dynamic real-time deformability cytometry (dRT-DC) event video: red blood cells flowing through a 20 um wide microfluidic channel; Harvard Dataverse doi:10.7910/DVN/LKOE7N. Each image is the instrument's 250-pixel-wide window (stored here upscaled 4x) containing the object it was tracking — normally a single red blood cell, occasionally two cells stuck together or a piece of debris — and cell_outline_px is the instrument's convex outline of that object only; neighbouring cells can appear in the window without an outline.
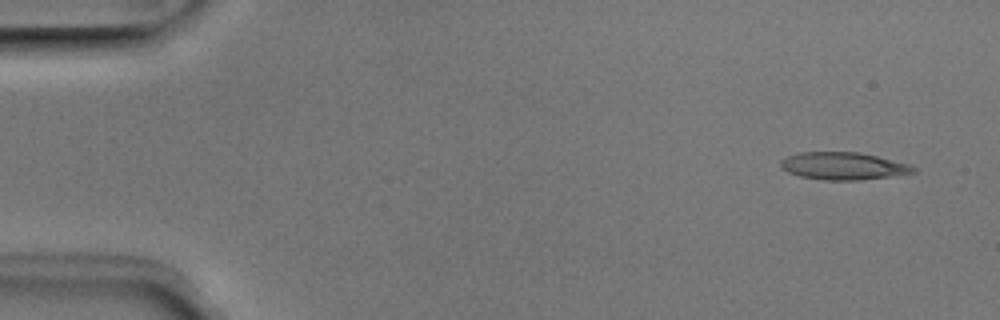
{"species": "Egyptian fruit bat (a non-hibernating species)", "species_latin": "Rousettus aegyptiacus", "temperature_condition": "room temperature", "stored_images_in_passage": 48, "camera_frame_rate_fps": 3000, "um_per_image_px": 0.085, "animal": {"sex": "male"}, "frame": {"image": 1, "passage_image": 1, "time_ms": 0.0, "image_size_px": [1000, 320], "cell_outline_px": [[916, 172], [860, 180], [824, 180], [800, 176], [788, 172], [780, 168], [780, 160], [788, 156], [800, 152], [860, 152], [908, 164], [916, 168]], "centroid_in_image_um": [71.63, 14.11], "position_along_channel_um": 13.4, "area_um2": 21.04}}
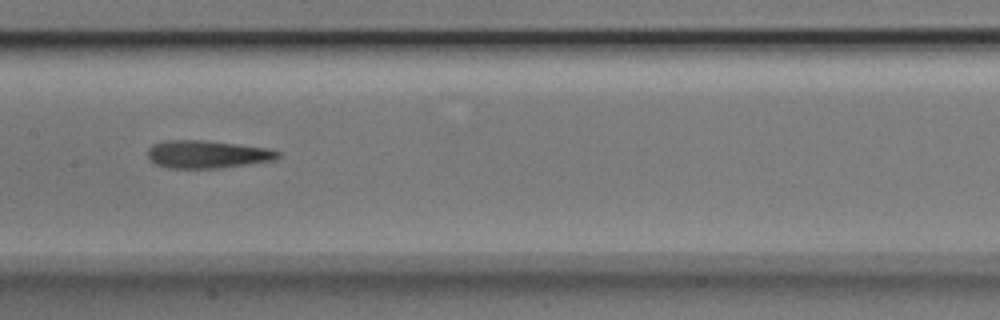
{"frame": {"image": 2, "passage_image": 23, "time_ms": 7.333, "image_size_px": [1000, 320], "cell_outline_px": [[280, 156], [276, 160], [220, 168], [168, 168], [156, 164], [148, 160], [148, 148], [152, 144], [164, 140], [204, 140], [268, 148], [280, 152]], "centroid_in_image_um": [17.59, 13.11], "position_along_channel_um": 189.8, "area_um2": 21.21}}
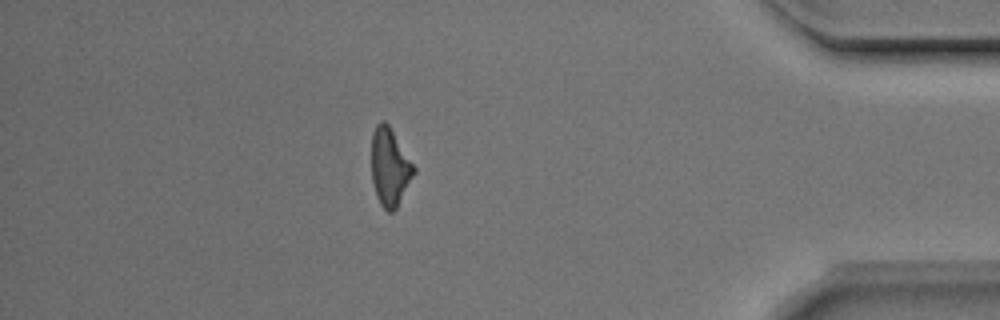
{"frame": {"image": 3, "passage_image": 42, "time_ms": 13.667, "image_size_px": [1000, 320], "cell_outline_px": [[416, 172], [396, 208], [392, 212], [388, 212], [380, 204], [376, 196], [372, 180], [372, 132], [376, 124], [380, 120], [384, 120], [388, 124], [416, 168]], "centroid_in_image_um": [33.13, 14.19], "position_along_channel_um": 402.1, "area_um2": 19.13}, "authors_computed_cell_mechanics": {"area_um2": 21.0392, "velocity_mm_per_s": 3.9866, "shape_relaxation_time_tau1_ms": 5.6534, "shape_relaxation_time_tau2_ms": 4.5096, "deformation_change_tau1": 0.1945, "deformation_change_tau2": 0.1775}}